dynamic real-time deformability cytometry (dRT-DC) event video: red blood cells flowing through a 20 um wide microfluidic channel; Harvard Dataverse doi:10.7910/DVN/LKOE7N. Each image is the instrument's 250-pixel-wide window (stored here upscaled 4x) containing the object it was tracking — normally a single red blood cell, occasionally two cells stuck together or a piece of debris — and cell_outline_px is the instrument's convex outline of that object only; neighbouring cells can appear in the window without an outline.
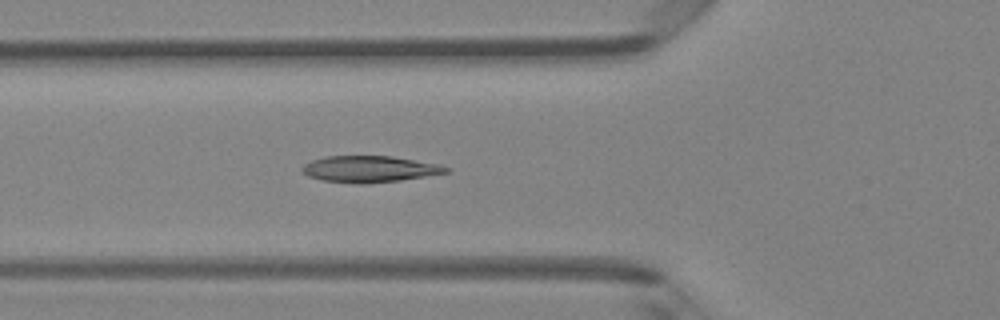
{"species": "Egyptian fruit bat (a non-hibernating species)", "species_latin": "Rousettus aegyptiacus", "temperature_condition": "room temperature", "stored_images_in_passage": 39, "camera_frame_rate_fps": 3000, "um_per_image_px": 0.085, "animal": {"sex": "female"}, "frame": {"image": 1, "passage_image": 8, "time_ms": 2.333, "image_size_px": [1000, 320], "cell_outline_px": [[448, 172], [400, 180], [360, 184], [320, 180], [308, 176], [300, 172], [300, 168], [304, 164], [312, 160], [324, 156], [392, 156], [440, 164], [448, 168]], "centroid_in_image_um": [31.34, 14.36], "position_along_channel_um": 94.5, "area_um2": 22.14}}
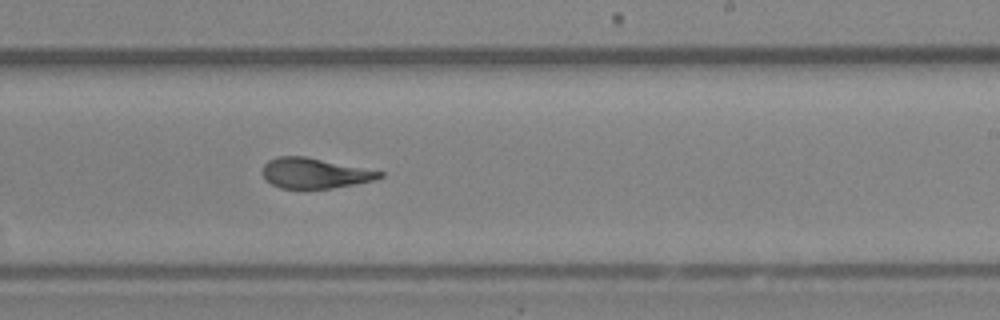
{"frame": {"image": 2, "passage_image": 20, "time_ms": 6.333, "image_size_px": [1000, 320], "cell_outline_px": [[384, 176], [376, 180], [332, 188], [280, 188], [264, 180], [260, 172], [264, 164], [268, 160], [276, 156], [304, 156], [384, 172]], "centroid_in_image_um": [26.69, 14.72], "position_along_channel_um": 262.3, "area_um2": 20.75}}
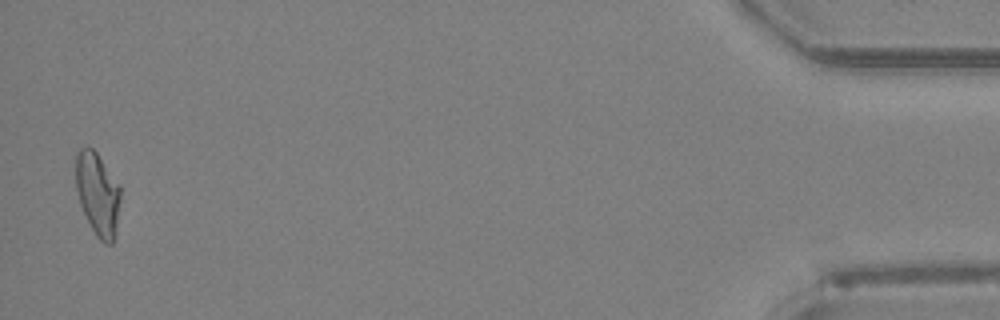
{"frame": {"image": 3, "passage_image": 38, "time_ms": 12.333, "image_size_px": [1000, 320], "cell_outline_px": [[120, 200], [116, 224], [112, 244], [104, 244], [96, 236], [80, 204], [76, 188], [76, 152], [80, 148], [92, 148], [96, 152], [120, 184]], "centroid_in_image_um": [8.3, 16.46], "position_along_channel_um": 426.9, "area_um2": 21.33}, "authors_computed_cell_mechanics": {"area_um2": 21.8484, "velocity_mm_per_s": 4.2148, "shape_relaxation_time_tau1_ms": 5.9113, "shape_relaxation_time_tau2_ms": 1.2924, "deformation_change_tau1": 0.2218, "deformation_change_tau2": 0.1017}}